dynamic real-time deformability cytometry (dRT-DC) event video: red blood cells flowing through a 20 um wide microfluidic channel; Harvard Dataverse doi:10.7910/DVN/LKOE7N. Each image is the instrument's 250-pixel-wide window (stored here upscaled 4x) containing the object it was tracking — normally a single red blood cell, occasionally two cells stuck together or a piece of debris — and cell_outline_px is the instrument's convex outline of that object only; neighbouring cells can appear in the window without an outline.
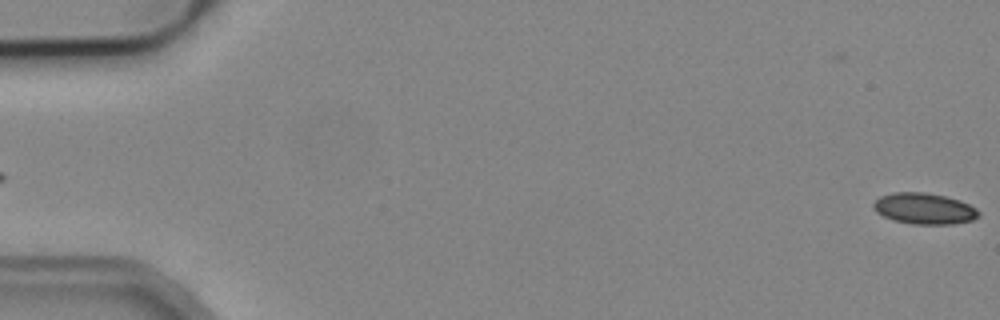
{"species": "common noctule bat (a hibernating species)", "species_latin": "Nyctalus noctula", "temperature_condition": "cold", "stored_images_in_passage": 4, "segment_of_instrument_passage": [2, 2], "camera_frame_rate_fps": 3000, "um_per_image_px": 0.085, "animal": {"sex": "male", "body_mass_g": 19.2, "forearm_length_mm": 51.8}, "frame": {"image": 1, "passage_image": 4, "time_ms": 5.667, "image_size_px": [1000, 320], "cell_outline_px": [[980, 216], [972, 220], [952, 224], [912, 224], [892, 220], [876, 212], [872, 208], [872, 204], [880, 196], [892, 192], [924, 192], [944, 196], [960, 200], [976, 208], [980, 212]], "centroid_in_image_um": [78.54, 17.73], "position_along_channel_um": 6.5, "area_um2": 19.19}}